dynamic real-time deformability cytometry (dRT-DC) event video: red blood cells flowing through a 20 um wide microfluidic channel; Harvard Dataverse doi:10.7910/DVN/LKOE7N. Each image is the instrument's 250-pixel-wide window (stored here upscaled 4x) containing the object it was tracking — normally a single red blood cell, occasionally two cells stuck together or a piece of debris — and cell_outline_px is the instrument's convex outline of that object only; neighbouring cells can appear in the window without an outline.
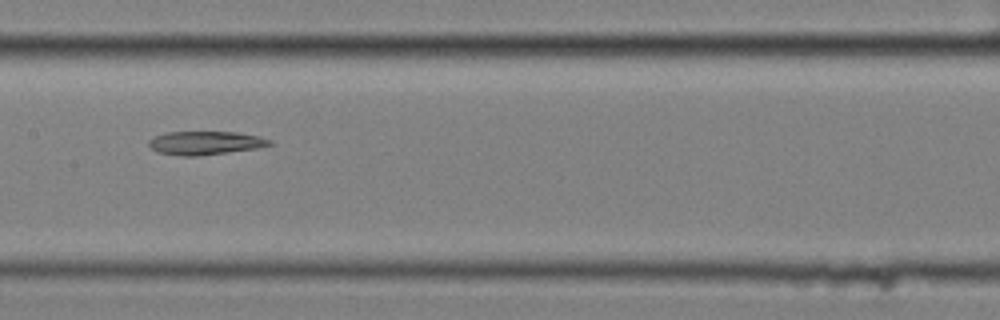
{"species": "common noctule bat (a hibernating species)", "species_latin": "Nyctalus noctula", "temperature_condition": "cold", "stored_images_in_passage": 14, "camera_frame_rate_fps": 3000, "um_per_image_px": 0.085, "animal": {"sex": "female", "body_mass_g": 25.1}, "frame": {"image": 1, "passage_image": 7, "time_ms": 2.0, "image_size_px": [1000, 320], "cell_outline_px": [[276, 144], [256, 148], [196, 156], [180, 156], [156, 152], [148, 144], [148, 140], [156, 136], [168, 132], [236, 132], [260, 136], [272, 140]], "centroid_in_image_um": [17.47, 12.15], "position_along_channel_um": 189.9, "area_um2": 16.53}}
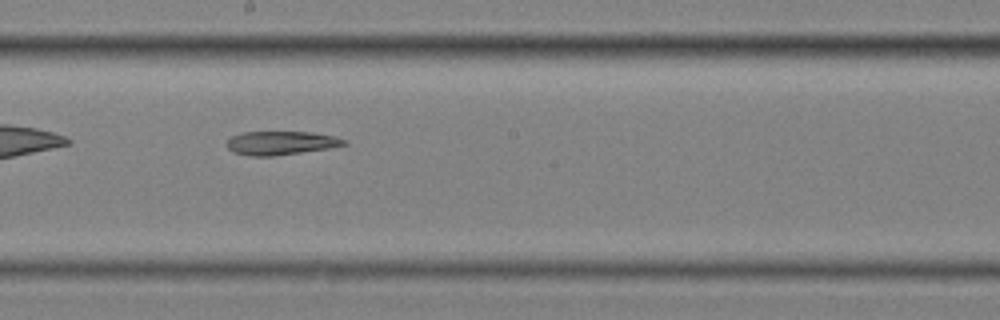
{"frame": {"image": 2, "passage_image": 8, "time_ms": 2.333, "image_size_px": [1000, 320], "cell_outline_px": [[348, 144], [328, 148], [272, 156], [252, 156], [232, 152], [224, 144], [232, 136], [240, 132], [312, 132], [332, 136], [348, 140]], "centroid_in_image_um": [23.84, 12.15], "position_along_channel_um": 224.4, "area_um2": 16.13}}